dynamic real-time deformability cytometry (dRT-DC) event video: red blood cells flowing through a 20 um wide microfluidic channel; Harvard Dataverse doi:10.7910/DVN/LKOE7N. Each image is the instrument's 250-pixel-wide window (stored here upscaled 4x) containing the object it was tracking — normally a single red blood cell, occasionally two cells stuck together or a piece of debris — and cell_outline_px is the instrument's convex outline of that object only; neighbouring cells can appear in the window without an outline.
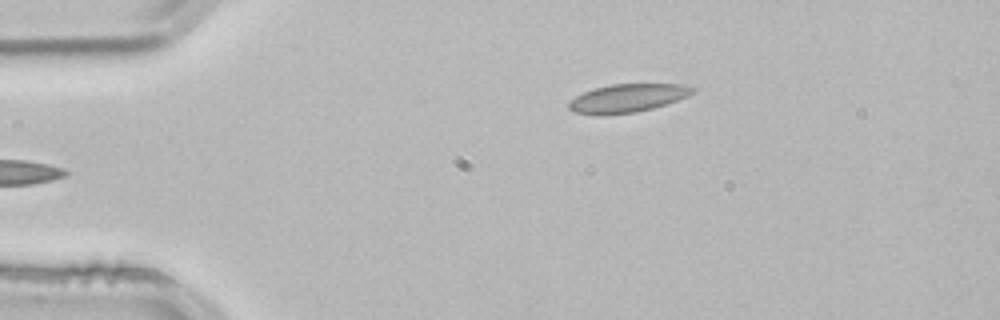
{"species": "common noctule bat (a hibernating species)", "species_latin": "Nyctalus noctula", "temperature_condition": "room temperature", "stored_images_in_passage": 37, "camera_frame_rate_fps": 3000, "um_per_image_px": 0.085, "animal": {"sex": "male", "body_mass_g": 21.5, "forearm_length_mm": 52.0}, "frame": {"image": 1, "passage_image": 1, "time_ms": 0.0, "image_size_px": [1000, 320], "cell_outline_px": [[696, 92], [688, 96], [652, 108], [636, 112], [604, 116], [596, 116], [572, 112], [568, 108], [568, 104], [576, 96], [584, 92], [596, 88], [612, 84], [684, 84], [696, 88]], "centroid_in_image_um": [53.32, 8.36], "position_along_channel_um": 31.7, "area_um2": 20.58}}
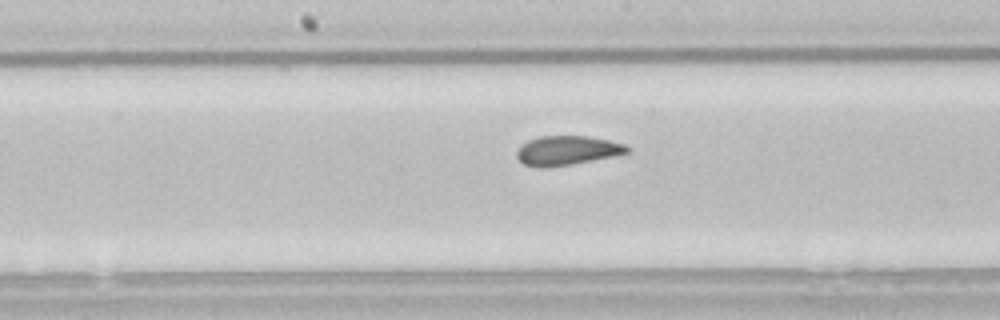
{"frame": {"image": 2, "passage_image": 18, "time_ms": 5.667, "image_size_px": [1000, 320], "cell_outline_px": [[632, 148], [628, 152], [612, 156], [592, 160], [544, 168], [536, 168], [524, 164], [516, 156], [516, 152], [520, 144], [528, 140], [540, 136], [588, 136], [608, 140], [624, 144]], "centroid_in_image_um": [48.16, 12.78], "position_along_channel_um": 200.0, "area_um2": 18.79}}
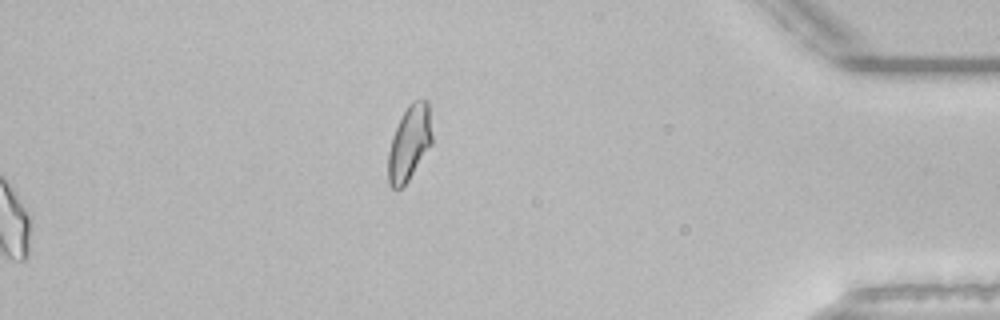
{"frame": {"image": 3, "passage_image": 37, "time_ms": 12.0, "image_size_px": [1000, 320], "cell_outline_px": [[432, 144], [408, 180], [400, 188], [392, 188], [388, 184], [388, 152], [392, 136], [408, 104], [412, 100], [428, 100], [432, 136]], "centroid_in_image_um": [34.79, 12.14], "position_along_channel_um": 400.4, "area_um2": 19.02}, "authors_computed_cell_mechanics": {"area_um2": 19.4786, "velocity_mm_per_s": 3.8148, "shape_relaxation_time_tau1_ms": 5.8372, "shape_relaxation_time_tau2_ms": 1.1671, "deformation_change_tau1": 0.116, "deformation_change_tau2": 0.0481}}